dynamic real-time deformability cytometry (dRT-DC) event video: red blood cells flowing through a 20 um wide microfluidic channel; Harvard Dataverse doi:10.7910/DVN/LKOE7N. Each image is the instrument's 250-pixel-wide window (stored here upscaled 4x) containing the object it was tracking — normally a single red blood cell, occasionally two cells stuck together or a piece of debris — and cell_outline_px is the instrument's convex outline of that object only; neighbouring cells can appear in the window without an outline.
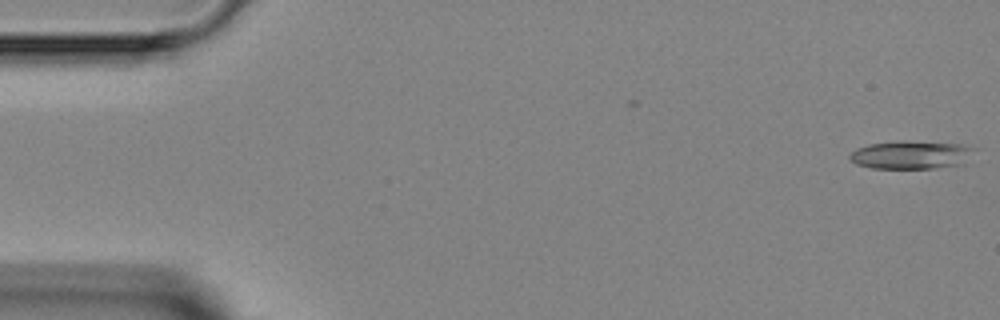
{"species": "Egyptian fruit bat (a non-hibernating species)", "species_latin": "Rousettus aegyptiacus", "temperature_condition": "room temperature", "stored_images_in_passage": 4, "camera_frame_rate_fps": 3000, "um_per_image_px": 0.085, "animal": {"sex": "female"}, "frame": {"image": 1, "passage_image": 1, "time_ms": 0.0, "image_size_px": [1000, 320], "cell_outline_px": [[980, 148], [964, 164], [936, 168], [872, 168], [856, 164], [848, 156], [856, 148], [868, 144], [964, 144]], "centroid_in_image_um": [77.54, 13.22], "position_along_channel_um": 7.5, "area_um2": 19.54}}
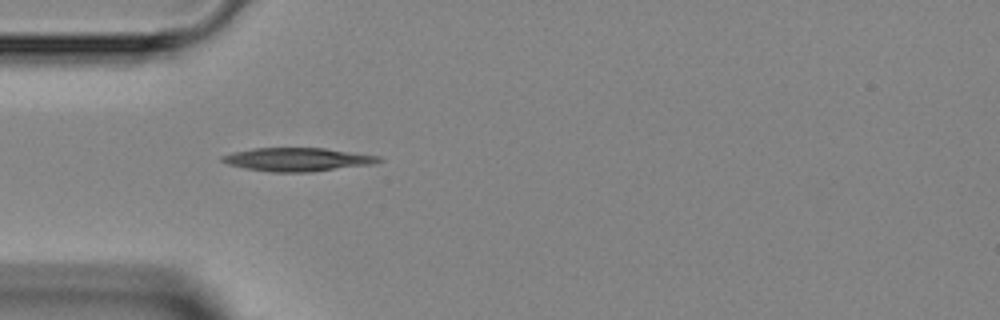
{"frame": {"image": 2, "passage_image": 4, "time_ms": 4.333, "image_size_px": [1000, 320], "cell_outline_px": [[384, 160], [376, 164], [312, 172], [272, 172], [244, 168], [228, 164], [220, 160], [220, 156], [232, 152], [256, 148], [324, 148], [380, 156]], "centroid_in_image_um": [25.32, 13.56], "position_along_channel_um": 59.7, "area_um2": 21.56}}